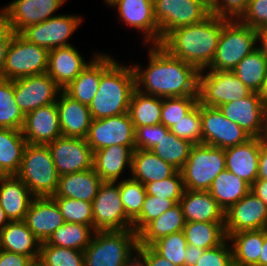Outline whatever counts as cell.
<instances>
[{
  "mask_svg": "<svg viewBox=\"0 0 267 266\" xmlns=\"http://www.w3.org/2000/svg\"><path fill=\"white\" fill-rule=\"evenodd\" d=\"M5 22V8H2L0 12V24Z\"/></svg>",
  "mask_w": 267,
  "mask_h": 266,
  "instance_id": "cell-67",
  "label": "cell"
},
{
  "mask_svg": "<svg viewBox=\"0 0 267 266\" xmlns=\"http://www.w3.org/2000/svg\"><path fill=\"white\" fill-rule=\"evenodd\" d=\"M107 5L111 4L114 0H104Z\"/></svg>",
  "mask_w": 267,
  "mask_h": 266,
  "instance_id": "cell-69",
  "label": "cell"
},
{
  "mask_svg": "<svg viewBox=\"0 0 267 266\" xmlns=\"http://www.w3.org/2000/svg\"><path fill=\"white\" fill-rule=\"evenodd\" d=\"M267 229V206L252 191L224 212L226 237L231 234Z\"/></svg>",
  "mask_w": 267,
  "mask_h": 266,
  "instance_id": "cell-17",
  "label": "cell"
},
{
  "mask_svg": "<svg viewBox=\"0 0 267 266\" xmlns=\"http://www.w3.org/2000/svg\"><path fill=\"white\" fill-rule=\"evenodd\" d=\"M260 148L261 138H251L224 149L226 169L252 186L258 178Z\"/></svg>",
  "mask_w": 267,
  "mask_h": 266,
  "instance_id": "cell-23",
  "label": "cell"
},
{
  "mask_svg": "<svg viewBox=\"0 0 267 266\" xmlns=\"http://www.w3.org/2000/svg\"><path fill=\"white\" fill-rule=\"evenodd\" d=\"M23 221L41 242L65 223L52 197L33 198Z\"/></svg>",
  "mask_w": 267,
  "mask_h": 266,
  "instance_id": "cell-22",
  "label": "cell"
},
{
  "mask_svg": "<svg viewBox=\"0 0 267 266\" xmlns=\"http://www.w3.org/2000/svg\"><path fill=\"white\" fill-rule=\"evenodd\" d=\"M14 34L15 32L6 24V22L0 24V78H3L6 52Z\"/></svg>",
  "mask_w": 267,
  "mask_h": 266,
  "instance_id": "cell-57",
  "label": "cell"
},
{
  "mask_svg": "<svg viewBox=\"0 0 267 266\" xmlns=\"http://www.w3.org/2000/svg\"><path fill=\"white\" fill-rule=\"evenodd\" d=\"M258 266H267V229H264V242L258 259Z\"/></svg>",
  "mask_w": 267,
  "mask_h": 266,
  "instance_id": "cell-62",
  "label": "cell"
},
{
  "mask_svg": "<svg viewBox=\"0 0 267 266\" xmlns=\"http://www.w3.org/2000/svg\"><path fill=\"white\" fill-rule=\"evenodd\" d=\"M10 221L9 219L6 217L5 211L3 210V208L0 206V230H2L4 228V226L6 224H8Z\"/></svg>",
  "mask_w": 267,
  "mask_h": 266,
  "instance_id": "cell-65",
  "label": "cell"
},
{
  "mask_svg": "<svg viewBox=\"0 0 267 266\" xmlns=\"http://www.w3.org/2000/svg\"><path fill=\"white\" fill-rule=\"evenodd\" d=\"M169 130L177 137L189 141L191 144L202 143V125L200 117V103L188 112V114L173 125Z\"/></svg>",
  "mask_w": 267,
  "mask_h": 266,
  "instance_id": "cell-49",
  "label": "cell"
},
{
  "mask_svg": "<svg viewBox=\"0 0 267 266\" xmlns=\"http://www.w3.org/2000/svg\"><path fill=\"white\" fill-rule=\"evenodd\" d=\"M177 171L151 150H134L133 152L130 177L143 185L169 178Z\"/></svg>",
  "mask_w": 267,
  "mask_h": 266,
  "instance_id": "cell-31",
  "label": "cell"
},
{
  "mask_svg": "<svg viewBox=\"0 0 267 266\" xmlns=\"http://www.w3.org/2000/svg\"><path fill=\"white\" fill-rule=\"evenodd\" d=\"M95 231L133 230V222L126 216L119 194V183L103 182L92 201Z\"/></svg>",
  "mask_w": 267,
  "mask_h": 266,
  "instance_id": "cell-11",
  "label": "cell"
},
{
  "mask_svg": "<svg viewBox=\"0 0 267 266\" xmlns=\"http://www.w3.org/2000/svg\"><path fill=\"white\" fill-rule=\"evenodd\" d=\"M162 98L148 95L135 88L130 98L128 114L134 127L161 123Z\"/></svg>",
  "mask_w": 267,
  "mask_h": 266,
  "instance_id": "cell-37",
  "label": "cell"
},
{
  "mask_svg": "<svg viewBox=\"0 0 267 266\" xmlns=\"http://www.w3.org/2000/svg\"><path fill=\"white\" fill-rule=\"evenodd\" d=\"M95 233L93 226L65 222L45 241L57 247L84 251Z\"/></svg>",
  "mask_w": 267,
  "mask_h": 266,
  "instance_id": "cell-39",
  "label": "cell"
},
{
  "mask_svg": "<svg viewBox=\"0 0 267 266\" xmlns=\"http://www.w3.org/2000/svg\"><path fill=\"white\" fill-rule=\"evenodd\" d=\"M0 206L9 221H23L33 196L16 176H0Z\"/></svg>",
  "mask_w": 267,
  "mask_h": 266,
  "instance_id": "cell-28",
  "label": "cell"
},
{
  "mask_svg": "<svg viewBox=\"0 0 267 266\" xmlns=\"http://www.w3.org/2000/svg\"><path fill=\"white\" fill-rule=\"evenodd\" d=\"M48 59V49L30 43L15 33L7 48L3 79L16 80L47 73Z\"/></svg>",
  "mask_w": 267,
  "mask_h": 266,
  "instance_id": "cell-8",
  "label": "cell"
},
{
  "mask_svg": "<svg viewBox=\"0 0 267 266\" xmlns=\"http://www.w3.org/2000/svg\"><path fill=\"white\" fill-rule=\"evenodd\" d=\"M136 252L144 258L147 266H176L158 255L150 246L138 245Z\"/></svg>",
  "mask_w": 267,
  "mask_h": 266,
  "instance_id": "cell-56",
  "label": "cell"
},
{
  "mask_svg": "<svg viewBox=\"0 0 267 266\" xmlns=\"http://www.w3.org/2000/svg\"><path fill=\"white\" fill-rule=\"evenodd\" d=\"M47 145L59 176L93 168L94 152L85 138L61 136Z\"/></svg>",
  "mask_w": 267,
  "mask_h": 266,
  "instance_id": "cell-15",
  "label": "cell"
},
{
  "mask_svg": "<svg viewBox=\"0 0 267 266\" xmlns=\"http://www.w3.org/2000/svg\"><path fill=\"white\" fill-rule=\"evenodd\" d=\"M203 253L204 249L188 245L185 252L184 266H194Z\"/></svg>",
  "mask_w": 267,
  "mask_h": 266,
  "instance_id": "cell-59",
  "label": "cell"
},
{
  "mask_svg": "<svg viewBox=\"0 0 267 266\" xmlns=\"http://www.w3.org/2000/svg\"><path fill=\"white\" fill-rule=\"evenodd\" d=\"M228 238L220 245L204 250L194 266H234L232 247L228 246Z\"/></svg>",
  "mask_w": 267,
  "mask_h": 266,
  "instance_id": "cell-52",
  "label": "cell"
},
{
  "mask_svg": "<svg viewBox=\"0 0 267 266\" xmlns=\"http://www.w3.org/2000/svg\"><path fill=\"white\" fill-rule=\"evenodd\" d=\"M230 121L237 123L252 138H263L265 111L257 92L240 100L224 103L217 107Z\"/></svg>",
  "mask_w": 267,
  "mask_h": 266,
  "instance_id": "cell-19",
  "label": "cell"
},
{
  "mask_svg": "<svg viewBox=\"0 0 267 266\" xmlns=\"http://www.w3.org/2000/svg\"><path fill=\"white\" fill-rule=\"evenodd\" d=\"M256 30L239 20L223 18V28L210 71H232L249 53L257 48Z\"/></svg>",
  "mask_w": 267,
  "mask_h": 266,
  "instance_id": "cell-6",
  "label": "cell"
},
{
  "mask_svg": "<svg viewBox=\"0 0 267 266\" xmlns=\"http://www.w3.org/2000/svg\"><path fill=\"white\" fill-rule=\"evenodd\" d=\"M16 176L28 187L34 198L53 197L59 175L48 145L27 143Z\"/></svg>",
  "mask_w": 267,
  "mask_h": 266,
  "instance_id": "cell-4",
  "label": "cell"
},
{
  "mask_svg": "<svg viewBox=\"0 0 267 266\" xmlns=\"http://www.w3.org/2000/svg\"><path fill=\"white\" fill-rule=\"evenodd\" d=\"M251 191V186L227 169L219 173L209 189L224 212Z\"/></svg>",
  "mask_w": 267,
  "mask_h": 266,
  "instance_id": "cell-34",
  "label": "cell"
},
{
  "mask_svg": "<svg viewBox=\"0 0 267 266\" xmlns=\"http://www.w3.org/2000/svg\"><path fill=\"white\" fill-rule=\"evenodd\" d=\"M35 262L28 256L0 249V266H33Z\"/></svg>",
  "mask_w": 267,
  "mask_h": 266,
  "instance_id": "cell-55",
  "label": "cell"
},
{
  "mask_svg": "<svg viewBox=\"0 0 267 266\" xmlns=\"http://www.w3.org/2000/svg\"><path fill=\"white\" fill-rule=\"evenodd\" d=\"M223 28V18L210 14L203 21L170 31L160 42L169 54L206 70L212 63Z\"/></svg>",
  "mask_w": 267,
  "mask_h": 266,
  "instance_id": "cell-2",
  "label": "cell"
},
{
  "mask_svg": "<svg viewBox=\"0 0 267 266\" xmlns=\"http://www.w3.org/2000/svg\"><path fill=\"white\" fill-rule=\"evenodd\" d=\"M148 55L147 69L132 66L137 90L160 98L198 96L200 71L195 66L172 56L159 44H152Z\"/></svg>",
  "mask_w": 267,
  "mask_h": 266,
  "instance_id": "cell-1",
  "label": "cell"
},
{
  "mask_svg": "<svg viewBox=\"0 0 267 266\" xmlns=\"http://www.w3.org/2000/svg\"><path fill=\"white\" fill-rule=\"evenodd\" d=\"M137 248L133 230L95 231L84 250V266H124Z\"/></svg>",
  "mask_w": 267,
  "mask_h": 266,
  "instance_id": "cell-5",
  "label": "cell"
},
{
  "mask_svg": "<svg viewBox=\"0 0 267 266\" xmlns=\"http://www.w3.org/2000/svg\"><path fill=\"white\" fill-rule=\"evenodd\" d=\"M135 86L132 66H124L109 55L101 54V78L98 91L88 108L92 119L128 113Z\"/></svg>",
  "mask_w": 267,
  "mask_h": 266,
  "instance_id": "cell-3",
  "label": "cell"
},
{
  "mask_svg": "<svg viewBox=\"0 0 267 266\" xmlns=\"http://www.w3.org/2000/svg\"><path fill=\"white\" fill-rule=\"evenodd\" d=\"M37 262L41 266H84V251L41 242Z\"/></svg>",
  "mask_w": 267,
  "mask_h": 266,
  "instance_id": "cell-43",
  "label": "cell"
},
{
  "mask_svg": "<svg viewBox=\"0 0 267 266\" xmlns=\"http://www.w3.org/2000/svg\"><path fill=\"white\" fill-rule=\"evenodd\" d=\"M67 223L93 226L92 203L66 197H52Z\"/></svg>",
  "mask_w": 267,
  "mask_h": 266,
  "instance_id": "cell-47",
  "label": "cell"
},
{
  "mask_svg": "<svg viewBox=\"0 0 267 266\" xmlns=\"http://www.w3.org/2000/svg\"><path fill=\"white\" fill-rule=\"evenodd\" d=\"M56 105L62 136L86 138L93 120L88 106L72 99L63 90L58 95Z\"/></svg>",
  "mask_w": 267,
  "mask_h": 266,
  "instance_id": "cell-24",
  "label": "cell"
},
{
  "mask_svg": "<svg viewBox=\"0 0 267 266\" xmlns=\"http://www.w3.org/2000/svg\"><path fill=\"white\" fill-rule=\"evenodd\" d=\"M183 232L188 245L204 250L220 245L227 238L224 223L186 222Z\"/></svg>",
  "mask_w": 267,
  "mask_h": 266,
  "instance_id": "cell-38",
  "label": "cell"
},
{
  "mask_svg": "<svg viewBox=\"0 0 267 266\" xmlns=\"http://www.w3.org/2000/svg\"><path fill=\"white\" fill-rule=\"evenodd\" d=\"M21 131L30 144L47 145L61 137L56 102L26 113Z\"/></svg>",
  "mask_w": 267,
  "mask_h": 266,
  "instance_id": "cell-21",
  "label": "cell"
},
{
  "mask_svg": "<svg viewBox=\"0 0 267 266\" xmlns=\"http://www.w3.org/2000/svg\"><path fill=\"white\" fill-rule=\"evenodd\" d=\"M228 240L232 243L234 266L258 265L264 242V229L233 233Z\"/></svg>",
  "mask_w": 267,
  "mask_h": 266,
  "instance_id": "cell-35",
  "label": "cell"
},
{
  "mask_svg": "<svg viewBox=\"0 0 267 266\" xmlns=\"http://www.w3.org/2000/svg\"><path fill=\"white\" fill-rule=\"evenodd\" d=\"M144 186L146 194L170 200H180L185 191L180 171H177L169 178L161 181L149 182Z\"/></svg>",
  "mask_w": 267,
  "mask_h": 266,
  "instance_id": "cell-50",
  "label": "cell"
},
{
  "mask_svg": "<svg viewBox=\"0 0 267 266\" xmlns=\"http://www.w3.org/2000/svg\"><path fill=\"white\" fill-rule=\"evenodd\" d=\"M33 266H41L38 262H36Z\"/></svg>",
  "mask_w": 267,
  "mask_h": 266,
  "instance_id": "cell-70",
  "label": "cell"
},
{
  "mask_svg": "<svg viewBox=\"0 0 267 266\" xmlns=\"http://www.w3.org/2000/svg\"><path fill=\"white\" fill-rule=\"evenodd\" d=\"M82 22V18L74 15H55L36 25L25 28L20 35L28 42L48 50L70 46V36Z\"/></svg>",
  "mask_w": 267,
  "mask_h": 266,
  "instance_id": "cell-16",
  "label": "cell"
},
{
  "mask_svg": "<svg viewBox=\"0 0 267 266\" xmlns=\"http://www.w3.org/2000/svg\"><path fill=\"white\" fill-rule=\"evenodd\" d=\"M108 6L117 7L126 25L144 32V42L160 44L159 26L154 17L153 0H114Z\"/></svg>",
  "mask_w": 267,
  "mask_h": 266,
  "instance_id": "cell-20",
  "label": "cell"
},
{
  "mask_svg": "<svg viewBox=\"0 0 267 266\" xmlns=\"http://www.w3.org/2000/svg\"><path fill=\"white\" fill-rule=\"evenodd\" d=\"M72 45L49 50L47 74L64 90L88 65Z\"/></svg>",
  "mask_w": 267,
  "mask_h": 266,
  "instance_id": "cell-25",
  "label": "cell"
},
{
  "mask_svg": "<svg viewBox=\"0 0 267 266\" xmlns=\"http://www.w3.org/2000/svg\"><path fill=\"white\" fill-rule=\"evenodd\" d=\"M137 255L133 254L131 258L124 264V266H147L144 258L136 252Z\"/></svg>",
  "mask_w": 267,
  "mask_h": 266,
  "instance_id": "cell-64",
  "label": "cell"
},
{
  "mask_svg": "<svg viewBox=\"0 0 267 266\" xmlns=\"http://www.w3.org/2000/svg\"><path fill=\"white\" fill-rule=\"evenodd\" d=\"M198 104V96L162 98L161 124L170 128Z\"/></svg>",
  "mask_w": 267,
  "mask_h": 266,
  "instance_id": "cell-46",
  "label": "cell"
},
{
  "mask_svg": "<svg viewBox=\"0 0 267 266\" xmlns=\"http://www.w3.org/2000/svg\"><path fill=\"white\" fill-rule=\"evenodd\" d=\"M185 219L179 203L149 222L138 233V245L150 246L156 240L183 231Z\"/></svg>",
  "mask_w": 267,
  "mask_h": 266,
  "instance_id": "cell-32",
  "label": "cell"
},
{
  "mask_svg": "<svg viewBox=\"0 0 267 266\" xmlns=\"http://www.w3.org/2000/svg\"><path fill=\"white\" fill-rule=\"evenodd\" d=\"M85 139L93 152L112 145L135 146V128L128 113L93 119Z\"/></svg>",
  "mask_w": 267,
  "mask_h": 266,
  "instance_id": "cell-13",
  "label": "cell"
},
{
  "mask_svg": "<svg viewBox=\"0 0 267 266\" xmlns=\"http://www.w3.org/2000/svg\"><path fill=\"white\" fill-rule=\"evenodd\" d=\"M256 40H260V45L257 49L267 58V27H262L256 30Z\"/></svg>",
  "mask_w": 267,
  "mask_h": 266,
  "instance_id": "cell-61",
  "label": "cell"
},
{
  "mask_svg": "<svg viewBox=\"0 0 267 266\" xmlns=\"http://www.w3.org/2000/svg\"><path fill=\"white\" fill-rule=\"evenodd\" d=\"M257 93L261 99L263 107L267 110V71L264 78V82L262 83V86Z\"/></svg>",
  "mask_w": 267,
  "mask_h": 266,
  "instance_id": "cell-63",
  "label": "cell"
},
{
  "mask_svg": "<svg viewBox=\"0 0 267 266\" xmlns=\"http://www.w3.org/2000/svg\"><path fill=\"white\" fill-rule=\"evenodd\" d=\"M41 241L24 221H10L0 230V249L23 254L35 263L39 259Z\"/></svg>",
  "mask_w": 267,
  "mask_h": 266,
  "instance_id": "cell-30",
  "label": "cell"
},
{
  "mask_svg": "<svg viewBox=\"0 0 267 266\" xmlns=\"http://www.w3.org/2000/svg\"><path fill=\"white\" fill-rule=\"evenodd\" d=\"M263 140L267 142V110L265 111V131L263 135Z\"/></svg>",
  "mask_w": 267,
  "mask_h": 266,
  "instance_id": "cell-66",
  "label": "cell"
},
{
  "mask_svg": "<svg viewBox=\"0 0 267 266\" xmlns=\"http://www.w3.org/2000/svg\"><path fill=\"white\" fill-rule=\"evenodd\" d=\"M135 146L112 145L94 151L93 169L103 182H117L124 168L131 172Z\"/></svg>",
  "mask_w": 267,
  "mask_h": 266,
  "instance_id": "cell-27",
  "label": "cell"
},
{
  "mask_svg": "<svg viewBox=\"0 0 267 266\" xmlns=\"http://www.w3.org/2000/svg\"><path fill=\"white\" fill-rule=\"evenodd\" d=\"M119 194L126 216L133 222L141 213L147 195L145 186L130 177L119 182Z\"/></svg>",
  "mask_w": 267,
  "mask_h": 266,
  "instance_id": "cell-44",
  "label": "cell"
},
{
  "mask_svg": "<svg viewBox=\"0 0 267 266\" xmlns=\"http://www.w3.org/2000/svg\"><path fill=\"white\" fill-rule=\"evenodd\" d=\"M251 191L267 206V179H257L252 184Z\"/></svg>",
  "mask_w": 267,
  "mask_h": 266,
  "instance_id": "cell-60",
  "label": "cell"
},
{
  "mask_svg": "<svg viewBox=\"0 0 267 266\" xmlns=\"http://www.w3.org/2000/svg\"><path fill=\"white\" fill-rule=\"evenodd\" d=\"M257 179H267V142L261 138V148L259 156V168H258V178Z\"/></svg>",
  "mask_w": 267,
  "mask_h": 266,
  "instance_id": "cell-58",
  "label": "cell"
},
{
  "mask_svg": "<svg viewBox=\"0 0 267 266\" xmlns=\"http://www.w3.org/2000/svg\"><path fill=\"white\" fill-rule=\"evenodd\" d=\"M135 128V150H151L159 144L162 136H165L169 128L159 123L150 126H139Z\"/></svg>",
  "mask_w": 267,
  "mask_h": 266,
  "instance_id": "cell-51",
  "label": "cell"
},
{
  "mask_svg": "<svg viewBox=\"0 0 267 266\" xmlns=\"http://www.w3.org/2000/svg\"><path fill=\"white\" fill-rule=\"evenodd\" d=\"M26 145L21 130L0 128V176L18 173Z\"/></svg>",
  "mask_w": 267,
  "mask_h": 266,
  "instance_id": "cell-33",
  "label": "cell"
},
{
  "mask_svg": "<svg viewBox=\"0 0 267 266\" xmlns=\"http://www.w3.org/2000/svg\"><path fill=\"white\" fill-rule=\"evenodd\" d=\"M13 87L15 102L24 115L55 103L62 91L47 73L13 80Z\"/></svg>",
  "mask_w": 267,
  "mask_h": 266,
  "instance_id": "cell-14",
  "label": "cell"
},
{
  "mask_svg": "<svg viewBox=\"0 0 267 266\" xmlns=\"http://www.w3.org/2000/svg\"><path fill=\"white\" fill-rule=\"evenodd\" d=\"M24 116L14 99L13 80L0 78V128L21 130Z\"/></svg>",
  "mask_w": 267,
  "mask_h": 266,
  "instance_id": "cell-42",
  "label": "cell"
},
{
  "mask_svg": "<svg viewBox=\"0 0 267 266\" xmlns=\"http://www.w3.org/2000/svg\"><path fill=\"white\" fill-rule=\"evenodd\" d=\"M102 183L93 168L65 174L59 176L58 187L53 197H66L92 203Z\"/></svg>",
  "mask_w": 267,
  "mask_h": 266,
  "instance_id": "cell-29",
  "label": "cell"
},
{
  "mask_svg": "<svg viewBox=\"0 0 267 266\" xmlns=\"http://www.w3.org/2000/svg\"><path fill=\"white\" fill-rule=\"evenodd\" d=\"M207 6H211L215 0H202Z\"/></svg>",
  "mask_w": 267,
  "mask_h": 266,
  "instance_id": "cell-68",
  "label": "cell"
},
{
  "mask_svg": "<svg viewBox=\"0 0 267 266\" xmlns=\"http://www.w3.org/2000/svg\"><path fill=\"white\" fill-rule=\"evenodd\" d=\"M267 71V58L256 48L245 56L232 70L252 92H258Z\"/></svg>",
  "mask_w": 267,
  "mask_h": 266,
  "instance_id": "cell-40",
  "label": "cell"
},
{
  "mask_svg": "<svg viewBox=\"0 0 267 266\" xmlns=\"http://www.w3.org/2000/svg\"><path fill=\"white\" fill-rule=\"evenodd\" d=\"M179 204L185 222L224 223V210L208 191L185 189Z\"/></svg>",
  "mask_w": 267,
  "mask_h": 266,
  "instance_id": "cell-26",
  "label": "cell"
},
{
  "mask_svg": "<svg viewBox=\"0 0 267 266\" xmlns=\"http://www.w3.org/2000/svg\"><path fill=\"white\" fill-rule=\"evenodd\" d=\"M200 117L204 144L226 149L252 138L237 123L227 119L218 108L200 104Z\"/></svg>",
  "mask_w": 267,
  "mask_h": 266,
  "instance_id": "cell-12",
  "label": "cell"
},
{
  "mask_svg": "<svg viewBox=\"0 0 267 266\" xmlns=\"http://www.w3.org/2000/svg\"><path fill=\"white\" fill-rule=\"evenodd\" d=\"M180 200H170L146 195L140 215L133 221V231L138 234L149 222L158 218L164 212L179 203Z\"/></svg>",
  "mask_w": 267,
  "mask_h": 266,
  "instance_id": "cell-48",
  "label": "cell"
},
{
  "mask_svg": "<svg viewBox=\"0 0 267 266\" xmlns=\"http://www.w3.org/2000/svg\"><path fill=\"white\" fill-rule=\"evenodd\" d=\"M203 72L199 73L198 102L204 106L217 108L252 93L232 71Z\"/></svg>",
  "mask_w": 267,
  "mask_h": 266,
  "instance_id": "cell-9",
  "label": "cell"
},
{
  "mask_svg": "<svg viewBox=\"0 0 267 266\" xmlns=\"http://www.w3.org/2000/svg\"><path fill=\"white\" fill-rule=\"evenodd\" d=\"M225 169L224 149L201 143L192 146L180 172L185 189L209 191L215 177Z\"/></svg>",
  "mask_w": 267,
  "mask_h": 266,
  "instance_id": "cell-7",
  "label": "cell"
},
{
  "mask_svg": "<svg viewBox=\"0 0 267 266\" xmlns=\"http://www.w3.org/2000/svg\"><path fill=\"white\" fill-rule=\"evenodd\" d=\"M153 7L161 41L170 31L199 23L211 14L202 0H153Z\"/></svg>",
  "mask_w": 267,
  "mask_h": 266,
  "instance_id": "cell-10",
  "label": "cell"
},
{
  "mask_svg": "<svg viewBox=\"0 0 267 266\" xmlns=\"http://www.w3.org/2000/svg\"><path fill=\"white\" fill-rule=\"evenodd\" d=\"M192 146L189 141L177 137L169 130L151 151L180 171L189 157Z\"/></svg>",
  "mask_w": 267,
  "mask_h": 266,
  "instance_id": "cell-41",
  "label": "cell"
},
{
  "mask_svg": "<svg viewBox=\"0 0 267 266\" xmlns=\"http://www.w3.org/2000/svg\"><path fill=\"white\" fill-rule=\"evenodd\" d=\"M101 78V53L63 90L72 99L89 106L95 97Z\"/></svg>",
  "mask_w": 267,
  "mask_h": 266,
  "instance_id": "cell-36",
  "label": "cell"
},
{
  "mask_svg": "<svg viewBox=\"0 0 267 266\" xmlns=\"http://www.w3.org/2000/svg\"><path fill=\"white\" fill-rule=\"evenodd\" d=\"M187 246L183 231L164 236L150 245L158 255L176 266H184Z\"/></svg>",
  "mask_w": 267,
  "mask_h": 266,
  "instance_id": "cell-45",
  "label": "cell"
},
{
  "mask_svg": "<svg viewBox=\"0 0 267 266\" xmlns=\"http://www.w3.org/2000/svg\"><path fill=\"white\" fill-rule=\"evenodd\" d=\"M249 0H215L210 13L227 20H239L245 13Z\"/></svg>",
  "mask_w": 267,
  "mask_h": 266,
  "instance_id": "cell-53",
  "label": "cell"
},
{
  "mask_svg": "<svg viewBox=\"0 0 267 266\" xmlns=\"http://www.w3.org/2000/svg\"><path fill=\"white\" fill-rule=\"evenodd\" d=\"M66 0H14L5 6V22L20 34L25 28L54 17Z\"/></svg>",
  "mask_w": 267,
  "mask_h": 266,
  "instance_id": "cell-18",
  "label": "cell"
},
{
  "mask_svg": "<svg viewBox=\"0 0 267 266\" xmlns=\"http://www.w3.org/2000/svg\"><path fill=\"white\" fill-rule=\"evenodd\" d=\"M239 21L255 30L267 27V0H249L248 7Z\"/></svg>",
  "mask_w": 267,
  "mask_h": 266,
  "instance_id": "cell-54",
  "label": "cell"
}]
</instances>
